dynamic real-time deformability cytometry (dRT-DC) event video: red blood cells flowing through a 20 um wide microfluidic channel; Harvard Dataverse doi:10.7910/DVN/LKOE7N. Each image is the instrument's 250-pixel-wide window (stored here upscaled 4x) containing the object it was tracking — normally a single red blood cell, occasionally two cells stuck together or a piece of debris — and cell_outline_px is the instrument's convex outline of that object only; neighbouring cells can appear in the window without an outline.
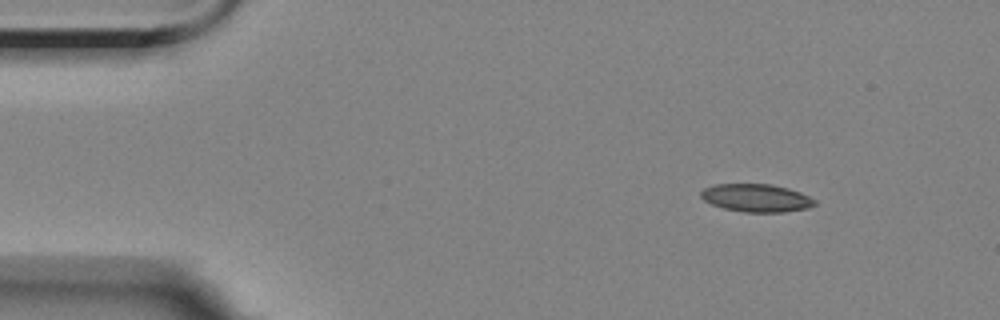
{"species": "Egyptian fruit bat (a non-hibernating species)", "species_latin": "Rousettus aegyptiacus", "temperature_condition": "room temperature", "stored_images_in_passage": 3, "camera_frame_rate_fps": 3000, "um_per_image_px": 0.085, "animal": {"sex": "female"}, "frame": {"image": 1, "passage_image": 1, "time_ms": 0.0, "image_size_px": [1000, 320], "cell_outline_px": [[816, 204], [808, 208], [784, 212], [744, 212], [724, 208], [712, 204], [704, 200], [700, 196], [700, 192], [704, 188], [716, 184], [772, 184], [788, 188], [800, 192], [816, 200]], "centroid_in_image_um": [64.29, 16.82], "position_along_channel_um": 20.7, "area_um2": 18.5}}